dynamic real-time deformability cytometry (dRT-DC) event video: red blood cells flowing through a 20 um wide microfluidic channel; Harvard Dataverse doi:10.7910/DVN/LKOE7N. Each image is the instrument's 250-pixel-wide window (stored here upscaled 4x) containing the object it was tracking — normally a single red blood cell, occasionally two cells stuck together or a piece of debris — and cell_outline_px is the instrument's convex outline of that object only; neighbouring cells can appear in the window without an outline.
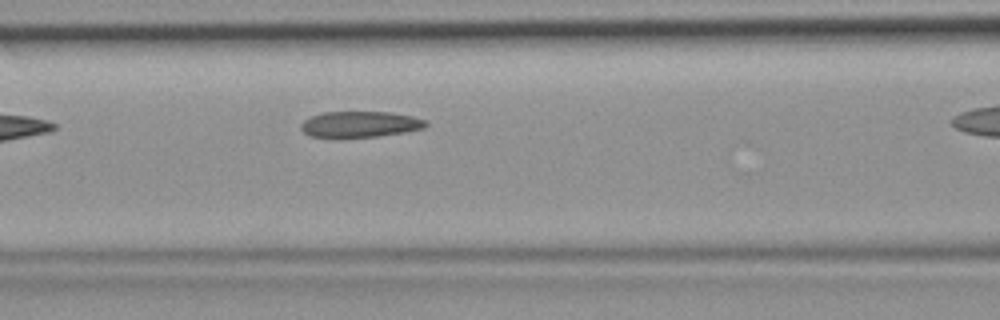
{"species": "common noctule bat (a hibernating species)", "species_latin": "Nyctalus noctula", "temperature_condition": "room temperature", "stored_images_in_passage": 4, "segment_of_instrument_passage": [1, 2], "camera_frame_rate_fps": 3000, "um_per_image_px": 0.085, "animal": {"sex": "female", "body_mass_g": 19.9}, "frame": {"image": 1, "passage_image": 3, "time_ms": 0.667, "image_size_px": [1000, 320], "cell_outline_px": [[428, 124], [424, 128], [404, 132], [376, 136], [340, 140], [308, 136], [300, 128], [300, 124], [304, 120], [312, 116], [324, 112], [392, 112], [412, 116], [428, 120]], "centroid_in_image_um": [30.56, 10.6], "position_along_channel_um": 136.0, "area_um2": 19.59}}